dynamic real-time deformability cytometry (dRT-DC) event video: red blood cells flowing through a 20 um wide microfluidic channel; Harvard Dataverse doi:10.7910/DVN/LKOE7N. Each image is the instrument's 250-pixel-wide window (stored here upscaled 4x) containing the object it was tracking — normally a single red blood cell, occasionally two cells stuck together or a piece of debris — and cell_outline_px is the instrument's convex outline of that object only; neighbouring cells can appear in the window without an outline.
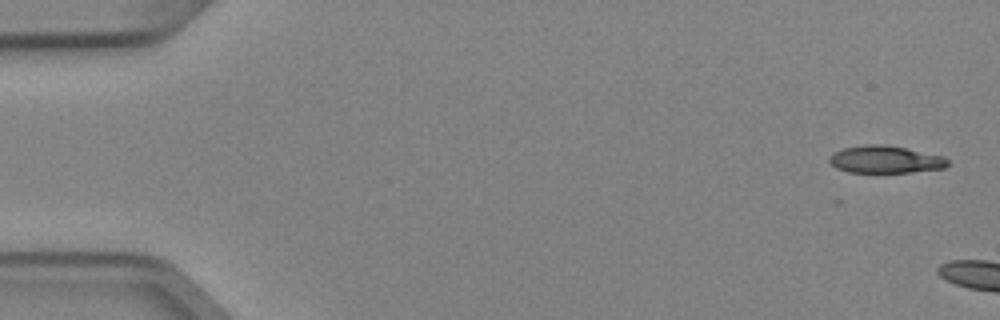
{"species": "Egyptian fruit bat (a non-hibernating species)", "species_latin": "Rousettus aegyptiacus", "temperature_condition": "cold", "stored_images_in_passage": 4, "camera_frame_rate_fps": 3000, "um_per_image_px": 0.085, "animal": {"sex": "female"}, "frame": {"image": 1, "passage_image": 1, "time_ms": 0.0, "image_size_px": [1000, 320], "cell_outline_px": [[948, 164], [944, 168], [912, 172], [848, 172], [836, 168], [828, 160], [828, 156], [832, 152], [844, 148], [864, 144], [884, 144], [944, 156], [948, 160]], "centroid_in_image_um": [75.21, 13.55], "position_along_channel_um": 9.8, "area_um2": 18.9}}